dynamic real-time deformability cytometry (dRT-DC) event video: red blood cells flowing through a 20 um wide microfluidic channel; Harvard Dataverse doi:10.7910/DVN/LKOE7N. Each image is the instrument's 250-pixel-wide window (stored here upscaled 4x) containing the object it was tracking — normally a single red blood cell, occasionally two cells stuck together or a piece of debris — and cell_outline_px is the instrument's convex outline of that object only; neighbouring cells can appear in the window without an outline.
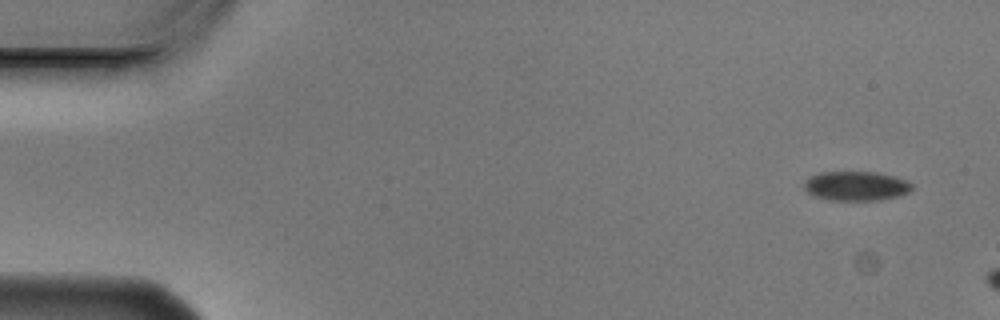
{"species": "Egyptian fruit bat (a non-hibernating species)", "species_latin": "Rousettus aegyptiacus", "temperature_condition": "cold", "stored_images_in_passage": 3, "camera_frame_rate_fps": 3000, "um_per_image_px": 0.085, "animal": {"sex": "male"}, "frame": {"image": 1, "passage_image": 1, "time_ms": 0.0, "image_size_px": [1000, 320], "cell_outline_px": [[912, 188], [908, 192], [896, 196], [880, 200], [828, 200], [812, 196], [804, 188], [804, 180], [820, 172], [876, 172], [908, 180], [912, 184]], "centroid_in_image_um": [72.74, 15.81], "position_along_channel_um": 12.3, "area_um2": 18.44}}